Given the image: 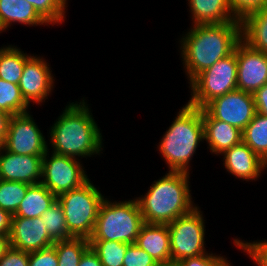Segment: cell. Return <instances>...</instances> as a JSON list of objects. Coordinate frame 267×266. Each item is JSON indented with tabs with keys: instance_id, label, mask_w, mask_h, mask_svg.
Returning <instances> with one entry per match:
<instances>
[{
	"instance_id": "cell-1",
	"label": "cell",
	"mask_w": 267,
	"mask_h": 266,
	"mask_svg": "<svg viewBox=\"0 0 267 266\" xmlns=\"http://www.w3.org/2000/svg\"><path fill=\"white\" fill-rule=\"evenodd\" d=\"M180 39L182 65L190 83L199 73L234 52L242 39V22L192 25Z\"/></svg>"
},
{
	"instance_id": "cell-2",
	"label": "cell",
	"mask_w": 267,
	"mask_h": 266,
	"mask_svg": "<svg viewBox=\"0 0 267 266\" xmlns=\"http://www.w3.org/2000/svg\"><path fill=\"white\" fill-rule=\"evenodd\" d=\"M88 106L84 97L65 106L49 129L51 152L81 160L102 153L101 129Z\"/></svg>"
},
{
	"instance_id": "cell-3",
	"label": "cell",
	"mask_w": 267,
	"mask_h": 266,
	"mask_svg": "<svg viewBox=\"0 0 267 266\" xmlns=\"http://www.w3.org/2000/svg\"><path fill=\"white\" fill-rule=\"evenodd\" d=\"M190 173L168 171L153 182L138 201L144 223L169 224L196 207L190 190Z\"/></svg>"
},
{
	"instance_id": "cell-4",
	"label": "cell",
	"mask_w": 267,
	"mask_h": 266,
	"mask_svg": "<svg viewBox=\"0 0 267 266\" xmlns=\"http://www.w3.org/2000/svg\"><path fill=\"white\" fill-rule=\"evenodd\" d=\"M204 140L202 109L187 103L179 109L157 147L169 171L189 173V163Z\"/></svg>"
},
{
	"instance_id": "cell-5",
	"label": "cell",
	"mask_w": 267,
	"mask_h": 266,
	"mask_svg": "<svg viewBox=\"0 0 267 266\" xmlns=\"http://www.w3.org/2000/svg\"><path fill=\"white\" fill-rule=\"evenodd\" d=\"M144 224L137 199L111 201L100 204L95 227L89 241H119L132 244Z\"/></svg>"
},
{
	"instance_id": "cell-6",
	"label": "cell",
	"mask_w": 267,
	"mask_h": 266,
	"mask_svg": "<svg viewBox=\"0 0 267 266\" xmlns=\"http://www.w3.org/2000/svg\"><path fill=\"white\" fill-rule=\"evenodd\" d=\"M104 198L99 187H95L90 179L82 186L57 197L65 215L68 231L74 238L91 237Z\"/></svg>"
},
{
	"instance_id": "cell-7",
	"label": "cell",
	"mask_w": 267,
	"mask_h": 266,
	"mask_svg": "<svg viewBox=\"0 0 267 266\" xmlns=\"http://www.w3.org/2000/svg\"><path fill=\"white\" fill-rule=\"evenodd\" d=\"M189 105L203 109L210 101L237 89V58L234 51L199 73L190 83Z\"/></svg>"
},
{
	"instance_id": "cell-8",
	"label": "cell",
	"mask_w": 267,
	"mask_h": 266,
	"mask_svg": "<svg viewBox=\"0 0 267 266\" xmlns=\"http://www.w3.org/2000/svg\"><path fill=\"white\" fill-rule=\"evenodd\" d=\"M201 208L197 205L189 213L167 224L170 234L171 266L187 257L205 253V222Z\"/></svg>"
},
{
	"instance_id": "cell-9",
	"label": "cell",
	"mask_w": 267,
	"mask_h": 266,
	"mask_svg": "<svg viewBox=\"0 0 267 266\" xmlns=\"http://www.w3.org/2000/svg\"><path fill=\"white\" fill-rule=\"evenodd\" d=\"M49 150L51 149L48 146L42 159L40 183L56 197L82 186L89 180L80 159L54 152L51 154Z\"/></svg>"
},
{
	"instance_id": "cell-10",
	"label": "cell",
	"mask_w": 267,
	"mask_h": 266,
	"mask_svg": "<svg viewBox=\"0 0 267 266\" xmlns=\"http://www.w3.org/2000/svg\"><path fill=\"white\" fill-rule=\"evenodd\" d=\"M45 136L29 112L10 117L3 148L19 155L44 156L48 149Z\"/></svg>"
},
{
	"instance_id": "cell-11",
	"label": "cell",
	"mask_w": 267,
	"mask_h": 266,
	"mask_svg": "<svg viewBox=\"0 0 267 266\" xmlns=\"http://www.w3.org/2000/svg\"><path fill=\"white\" fill-rule=\"evenodd\" d=\"M204 109L214 119L224 121L241 131L256 114L254 95L238 89L215 98Z\"/></svg>"
},
{
	"instance_id": "cell-12",
	"label": "cell",
	"mask_w": 267,
	"mask_h": 266,
	"mask_svg": "<svg viewBox=\"0 0 267 266\" xmlns=\"http://www.w3.org/2000/svg\"><path fill=\"white\" fill-rule=\"evenodd\" d=\"M47 61L32 54L25 62L18 85L29 106L31 102L38 105L44 103L54 89L55 79Z\"/></svg>"
},
{
	"instance_id": "cell-13",
	"label": "cell",
	"mask_w": 267,
	"mask_h": 266,
	"mask_svg": "<svg viewBox=\"0 0 267 266\" xmlns=\"http://www.w3.org/2000/svg\"><path fill=\"white\" fill-rule=\"evenodd\" d=\"M234 51L237 58V89L254 94L267 83V54L241 39Z\"/></svg>"
},
{
	"instance_id": "cell-14",
	"label": "cell",
	"mask_w": 267,
	"mask_h": 266,
	"mask_svg": "<svg viewBox=\"0 0 267 266\" xmlns=\"http://www.w3.org/2000/svg\"><path fill=\"white\" fill-rule=\"evenodd\" d=\"M9 241L11 247L26 252L46 249L55 243L40 217H12Z\"/></svg>"
},
{
	"instance_id": "cell-15",
	"label": "cell",
	"mask_w": 267,
	"mask_h": 266,
	"mask_svg": "<svg viewBox=\"0 0 267 266\" xmlns=\"http://www.w3.org/2000/svg\"><path fill=\"white\" fill-rule=\"evenodd\" d=\"M43 156L19 155L0 147V179L30 185L41 181Z\"/></svg>"
},
{
	"instance_id": "cell-16",
	"label": "cell",
	"mask_w": 267,
	"mask_h": 266,
	"mask_svg": "<svg viewBox=\"0 0 267 266\" xmlns=\"http://www.w3.org/2000/svg\"><path fill=\"white\" fill-rule=\"evenodd\" d=\"M221 156H223V166L227 172L243 181L258 180L261 172L267 168V162L243 141L226 150Z\"/></svg>"
},
{
	"instance_id": "cell-17",
	"label": "cell",
	"mask_w": 267,
	"mask_h": 266,
	"mask_svg": "<svg viewBox=\"0 0 267 266\" xmlns=\"http://www.w3.org/2000/svg\"><path fill=\"white\" fill-rule=\"evenodd\" d=\"M135 244L159 264L171 266L170 234L167 224L144 223Z\"/></svg>"
},
{
	"instance_id": "cell-18",
	"label": "cell",
	"mask_w": 267,
	"mask_h": 266,
	"mask_svg": "<svg viewBox=\"0 0 267 266\" xmlns=\"http://www.w3.org/2000/svg\"><path fill=\"white\" fill-rule=\"evenodd\" d=\"M204 138L211 154L221 155L226 150L242 141V131L224 121L214 119L204 108L202 109Z\"/></svg>"
},
{
	"instance_id": "cell-19",
	"label": "cell",
	"mask_w": 267,
	"mask_h": 266,
	"mask_svg": "<svg viewBox=\"0 0 267 266\" xmlns=\"http://www.w3.org/2000/svg\"><path fill=\"white\" fill-rule=\"evenodd\" d=\"M13 23L49 25L26 0H0V32H5Z\"/></svg>"
},
{
	"instance_id": "cell-20",
	"label": "cell",
	"mask_w": 267,
	"mask_h": 266,
	"mask_svg": "<svg viewBox=\"0 0 267 266\" xmlns=\"http://www.w3.org/2000/svg\"><path fill=\"white\" fill-rule=\"evenodd\" d=\"M191 25L221 24L235 20L228 0H187Z\"/></svg>"
},
{
	"instance_id": "cell-21",
	"label": "cell",
	"mask_w": 267,
	"mask_h": 266,
	"mask_svg": "<svg viewBox=\"0 0 267 266\" xmlns=\"http://www.w3.org/2000/svg\"><path fill=\"white\" fill-rule=\"evenodd\" d=\"M57 197L42 183L30 185L25 197L12 217L36 218L50 208Z\"/></svg>"
},
{
	"instance_id": "cell-22",
	"label": "cell",
	"mask_w": 267,
	"mask_h": 266,
	"mask_svg": "<svg viewBox=\"0 0 267 266\" xmlns=\"http://www.w3.org/2000/svg\"><path fill=\"white\" fill-rule=\"evenodd\" d=\"M242 39L252 48L267 54V6L242 22Z\"/></svg>"
},
{
	"instance_id": "cell-23",
	"label": "cell",
	"mask_w": 267,
	"mask_h": 266,
	"mask_svg": "<svg viewBox=\"0 0 267 266\" xmlns=\"http://www.w3.org/2000/svg\"><path fill=\"white\" fill-rule=\"evenodd\" d=\"M30 56L14 45L0 47V78L18 85L25 62Z\"/></svg>"
},
{
	"instance_id": "cell-24",
	"label": "cell",
	"mask_w": 267,
	"mask_h": 266,
	"mask_svg": "<svg viewBox=\"0 0 267 266\" xmlns=\"http://www.w3.org/2000/svg\"><path fill=\"white\" fill-rule=\"evenodd\" d=\"M242 141L267 162V116L256 112L242 131Z\"/></svg>"
},
{
	"instance_id": "cell-25",
	"label": "cell",
	"mask_w": 267,
	"mask_h": 266,
	"mask_svg": "<svg viewBox=\"0 0 267 266\" xmlns=\"http://www.w3.org/2000/svg\"><path fill=\"white\" fill-rule=\"evenodd\" d=\"M58 266H78L83 254L90 248L89 239L71 238L55 241Z\"/></svg>"
},
{
	"instance_id": "cell-26",
	"label": "cell",
	"mask_w": 267,
	"mask_h": 266,
	"mask_svg": "<svg viewBox=\"0 0 267 266\" xmlns=\"http://www.w3.org/2000/svg\"><path fill=\"white\" fill-rule=\"evenodd\" d=\"M45 229L54 241L74 238L68 231L65 215L60 202H55L40 217Z\"/></svg>"
},
{
	"instance_id": "cell-27",
	"label": "cell",
	"mask_w": 267,
	"mask_h": 266,
	"mask_svg": "<svg viewBox=\"0 0 267 266\" xmlns=\"http://www.w3.org/2000/svg\"><path fill=\"white\" fill-rule=\"evenodd\" d=\"M29 105L24 100L19 85L0 78V110L11 116L29 112Z\"/></svg>"
},
{
	"instance_id": "cell-28",
	"label": "cell",
	"mask_w": 267,
	"mask_h": 266,
	"mask_svg": "<svg viewBox=\"0 0 267 266\" xmlns=\"http://www.w3.org/2000/svg\"><path fill=\"white\" fill-rule=\"evenodd\" d=\"M90 247L98 255L102 266H123L128 243L119 241H89Z\"/></svg>"
},
{
	"instance_id": "cell-29",
	"label": "cell",
	"mask_w": 267,
	"mask_h": 266,
	"mask_svg": "<svg viewBox=\"0 0 267 266\" xmlns=\"http://www.w3.org/2000/svg\"><path fill=\"white\" fill-rule=\"evenodd\" d=\"M30 184L0 179V208L14 215Z\"/></svg>"
},
{
	"instance_id": "cell-30",
	"label": "cell",
	"mask_w": 267,
	"mask_h": 266,
	"mask_svg": "<svg viewBox=\"0 0 267 266\" xmlns=\"http://www.w3.org/2000/svg\"><path fill=\"white\" fill-rule=\"evenodd\" d=\"M37 13L50 25L62 24L65 21L67 0H26Z\"/></svg>"
},
{
	"instance_id": "cell-31",
	"label": "cell",
	"mask_w": 267,
	"mask_h": 266,
	"mask_svg": "<svg viewBox=\"0 0 267 266\" xmlns=\"http://www.w3.org/2000/svg\"><path fill=\"white\" fill-rule=\"evenodd\" d=\"M233 244L240 250H243L244 253L249 255V258L257 266H267V240H259L253 242L242 241L240 238L233 240Z\"/></svg>"
},
{
	"instance_id": "cell-32",
	"label": "cell",
	"mask_w": 267,
	"mask_h": 266,
	"mask_svg": "<svg viewBox=\"0 0 267 266\" xmlns=\"http://www.w3.org/2000/svg\"><path fill=\"white\" fill-rule=\"evenodd\" d=\"M233 18L243 22L249 15L267 6V0H228Z\"/></svg>"
},
{
	"instance_id": "cell-33",
	"label": "cell",
	"mask_w": 267,
	"mask_h": 266,
	"mask_svg": "<svg viewBox=\"0 0 267 266\" xmlns=\"http://www.w3.org/2000/svg\"><path fill=\"white\" fill-rule=\"evenodd\" d=\"M159 264L146 251L135 243L129 244L126 249L123 266H158Z\"/></svg>"
},
{
	"instance_id": "cell-34",
	"label": "cell",
	"mask_w": 267,
	"mask_h": 266,
	"mask_svg": "<svg viewBox=\"0 0 267 266\" xmlns=\"http://www.w3.org/2000/svg\"><path fill=\"white\" fill-rule=\"evenodd\" d=\"M228 258H224L221 254L205 253L196 257H187L174 266H221Z\"/></svg>"
},
{
	"instance_id": "cell-35",
	"label": "cell",
	"mask_w": 267,
	"mask_h": 266,
	"mask_svg": "<svg viewBox=\"0 0 267 266\" xmlns=\"http://www.w3.org/2000/svg\"><path fill=\"white\" fill-rule=\"evenodd\" d=\"M28 266H58L56 249L51 246L46 249L29 252Z\"/></svg>"
},
{
	"instance_id": "cell-36",
	"label": "cell",
	"mask_w": 267,
	"mask_h": 266,
	"mask_svg": "<svg viewBox=\"0 0 267 266\" xmlns=\"http://www.w3.org/2000/svg\"><path fill=\"white\" fill-rule=\"evenodd\" d=\"M29 252L9 247L0 258V266H28Z\"/></svg>"
},
{
	"instance_id": "cell-37",
	"label": "cell",
	"mask_w": 267,
	"mask_h": 266,
	"mask_svg": "<svg viewBox=\"0 0 267 266\" xmlns=\"http://www.w3.org/2000/svg\"><path fill=\"white\" fill-rule=\"evenodd\" d=\"M256 112L267 116V83L254 94Z\"/></svg>"
},
{
	"instance_id": "cell-38",
	"label": "cell",
	"mask_w": 267,
	"mask_h": 266,
	"mask_svg": "<svg viewBox=\"0 0 267 266\" xmlns=\"http://www.w3.org/2000/svg\"><path fill=\"white\" fill-rule=\"evenodd\" d=\"M78 266H102L98 255L90 247L82 256Z\"/></svg>"
},
{
	"instance_id": "cell-39",
	"label": "cell",
	"mask_w": 267,
	"mask_h": 266,
	"mask_svg": "<svg viewBox=\"0 0 267 266\" xmlns=\"http://www.w3.org/2000/svg\"><path fill=\"white\" fill-rule=\"evenodd\" d=\"M12 215L0 208V234L9 236L11 230Z\"/></svg>"
},
{
	"instance_id": "cell-40",
	"label": "cell",
	"mask_w": 267,
	"mask_h": 266,
	"mask_svg": "<svg viewBox=\"0 0 267 266\" xmlns=\"http://www.w3.org/2000/svg\"><path fill=\"white\" fill-rule=\"evenodd\" d=\"M10 117V114L0 110V147L5 143Z\"/></svg>"
},
{
	"instance_id": "cell-41",
	"label": "cell",
	"mask_w": 267,
	"mask_h": 266,
	"mask_svg": "<svg viewBox=\"0 0 267 266\" xmlns=\"http://www.w3.org/2000/svg\"><path fill=\"white\" fill-rule=\"evenodd\" d=\"M9 247V236L0 234V258L4 255V253Z\"/></svg>"
},
{
	"instance_id": "cell-42",
	"label": "cell",
	"mask_w": 267,
	"mask_h": 266,
	"mask_svg": "<svg viewBox=\"0 0 267 266\" xmlns=\"http://www.w3.org/2000/svg\"><path fill=\"white\" fill-rule=\"evenodd\" d=\"M221 266H232L230 260H226Z\"/></svg>"
}]
</instances>
